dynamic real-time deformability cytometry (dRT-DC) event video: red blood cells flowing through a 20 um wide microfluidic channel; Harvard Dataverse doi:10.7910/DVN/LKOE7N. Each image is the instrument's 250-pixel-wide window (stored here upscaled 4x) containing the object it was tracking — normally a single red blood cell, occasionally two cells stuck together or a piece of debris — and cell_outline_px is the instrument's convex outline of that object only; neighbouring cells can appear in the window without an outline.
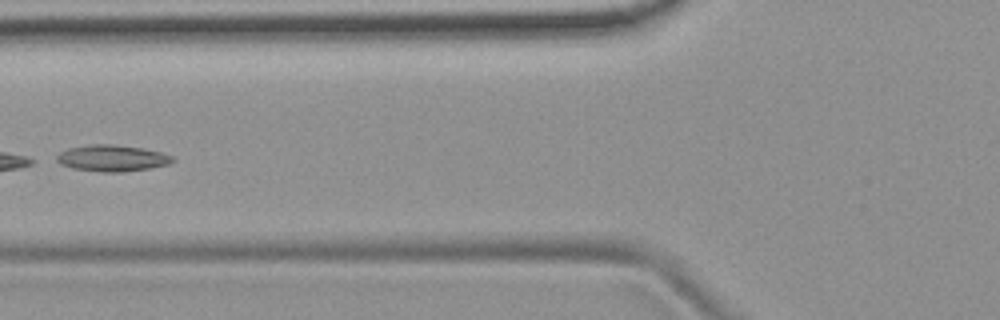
{"species": "common noctule bat (a hibernating species)", "species_latin": "Nyctalus noctula", "temperature_condition": "room temperature", "stored_images_in_passage": 6, "camera_frame_rate_fps": 3000, "um_per_image_px": 0.085, "animal": {"sex": "female", "body_mass_g": 19.9}, "frame": {"image": 1, "passage_image": 6, "time_ms": 6.0, "image_size_px": [1000, 320], "cell_outline_px": [[176, 160], [168, 164], [148, 168], [124, 172], [100, 172], [72, 168], [60, 164], [52, 160], [60, 152], [68, 148], [88, 144], [116, 144], [140, 148], [160, 152], [172, 156]], "centroid_in_image_um": [9.46, 13.44], "position_along_channel_um": 116.3, "area_um2": 17.98}}